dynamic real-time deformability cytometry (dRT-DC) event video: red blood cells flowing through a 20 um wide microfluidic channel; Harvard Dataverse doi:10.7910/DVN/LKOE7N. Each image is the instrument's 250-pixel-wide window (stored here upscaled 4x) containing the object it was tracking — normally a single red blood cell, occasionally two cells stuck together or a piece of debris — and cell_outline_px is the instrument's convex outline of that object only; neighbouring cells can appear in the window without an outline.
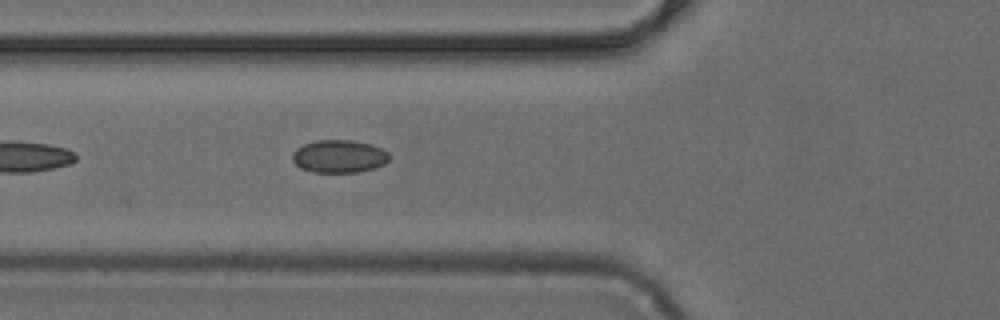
{"species": "common noctule bat (a hibernating species)", "species_latin": "Nyctalus noctula", "temperature_condition": "cold", "stored_images_in_passage": 5, "camera_frame_rate_fps": 3000, "um_per_image_px": 0.085, "animal": {"sex": "female", "body_mass_g": 24.6, "forearm_length_mm": 56.2}, "frame": {"image": 1, "passage_image": 5, "time_ms": 1.333, "image_size_px": [1000, 320], "cell_outline_px": [[392, 156], [384, 164], [376, 168], [360, 172], [316, 172], [300, 168], [292, 160], [292, 156], [296, 148], [304, 144], [316, 140], [352, 140], [368, 144], [380, 148], [388, 152]], "centroid_in_image_um": [28.84, 13.29], "position_along_channel_um": 97.0, "area_um2": 18.55}}